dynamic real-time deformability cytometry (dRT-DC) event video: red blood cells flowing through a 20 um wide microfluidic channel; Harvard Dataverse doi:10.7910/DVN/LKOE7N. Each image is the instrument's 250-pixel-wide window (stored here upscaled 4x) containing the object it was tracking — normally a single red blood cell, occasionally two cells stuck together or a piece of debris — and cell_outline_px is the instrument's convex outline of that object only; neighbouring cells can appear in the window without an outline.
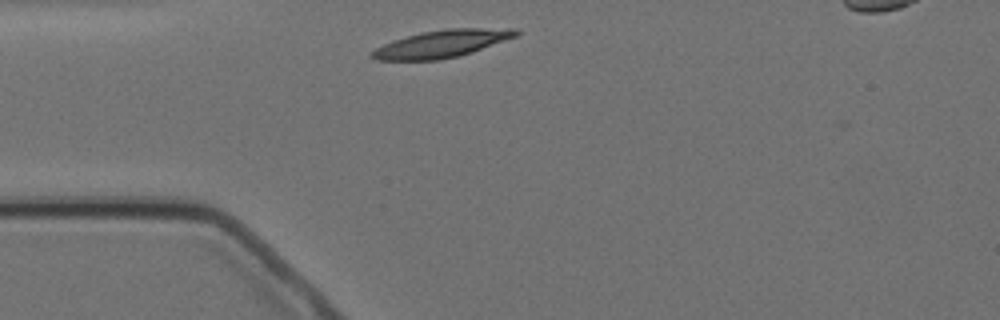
{"species": "Egyptian fruit bat (a non-hibernating species)", "species_latin": "Rousettus aegyptiacus", "temperature_condition": "cold", "stored_images_in_passage": 1, "camera_frame_rate_fps": 3000, "um_per_image_px": 0.085, "animal": {"sex": "female"}, "frame": {"image": 1, "passage_image": 1, "time_ms": 0.0, "image_size_px": [1000, 320], "cell_outline_px": [[520, 32], [516, 36], [456, 56], [436, 60], [380, 60], [368, 56], [376, 48], [392, 40], [420, 32], [444, 28], [516, 28]], "centroid_in_image_um": [37.5, 3.7], "position_along_channel_um": 47.5, "area_um2": 22.6}}